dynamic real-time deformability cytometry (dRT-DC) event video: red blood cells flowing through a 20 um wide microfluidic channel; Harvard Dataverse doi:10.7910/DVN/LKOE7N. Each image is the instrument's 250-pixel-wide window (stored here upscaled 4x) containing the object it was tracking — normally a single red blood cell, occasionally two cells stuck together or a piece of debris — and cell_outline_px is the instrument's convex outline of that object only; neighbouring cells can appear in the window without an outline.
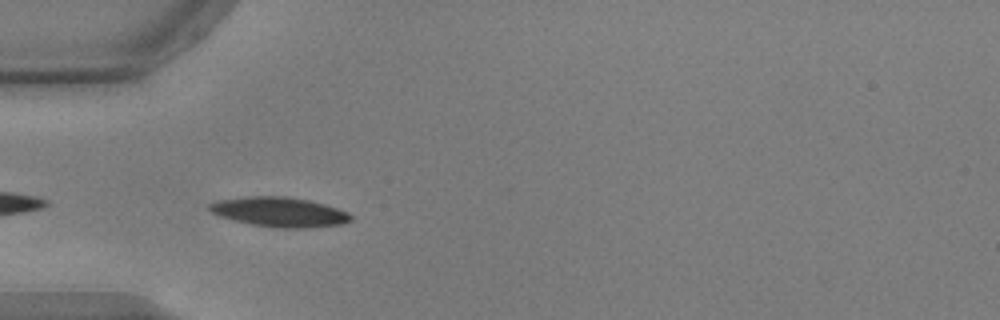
{"species": "common noctule bat (a hibernating species)", "species_latin": "Nyctalus noctula", "temperature_condition": "warm", "stored_images_in_passage": 30, "camera_frame_rate_fps": 3000, "um_per_image_px": 0.085, "animal": {"sex": "male", "body_mass_g": 17.9, "forearm_length_mm": 54.2}, "frame": {"image": 1, "passage_image": 2, "time_ms": 0.333, "image_size_px": [1000, 320], "cell_outline_px": [[352, 220], [344, 224], [312, 228], [272, 228], [252, 224], [220, 216], [212, 212], [208, 208], [208, 204], [216, 200], [244, 196], [288, 196], [308, 200], [324, 204], [348, 212], [352, 216]], "centroid_in_image_um": [23.77, 18.02], "position_along_channel_um": 61.2, "area_um2": 24.68}}
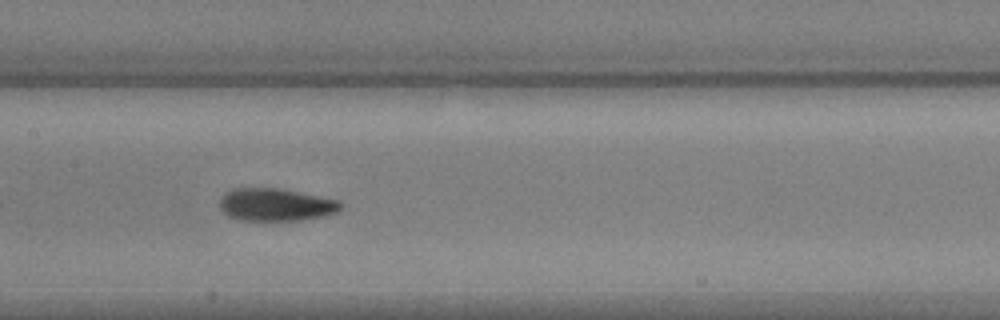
{"frame": {"image": 2, "passage_image": 12, "time_ms": 3.667, "image_size_px": [1000, 320], "cell_outline_px": [[344, 204], [336, 212], [324, 216], [300, 220], [236, 220], [228, 216], [220, 208], [220, 196], [236, 188], [276, 188], [320, 196], [340, 200]], "centroid_in_image_um": [23.44, 17.4], "position_along_channel_um": 184.0, "area_um2": 22.95}}
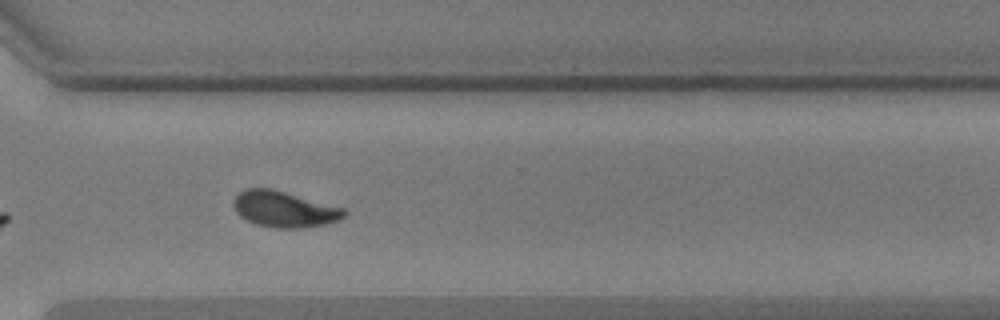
{"frame": {"image": 3, "passage_image": 25, "time_ms": 8.0, "image_size_px": [1000, 320], "cell_outline_px": [[348, 212], [340, 220], [324, 224], [304, 228], [272, 228], [256, 224], [240, 216], [236, 212], [232, 204], [232, 200], [244, 188], [272, 188], [344, 208]], "centroid_in_image_um": [24.14, 17.78], "position_along_channel_um": 346.5, "area_um2": 23.35}, "authors_computed_cell_mechanics": {"area_um2": 23.4957, "velocity_mm_per_s": 3.7561, "shape_relaxation_time_tau1_ms": 2.9466, "shape_relaxation_time_tau2_ms": 1.1414, "deformation_change_tau1": 0.1242, "deformation_change_tau2": 0.0643}}